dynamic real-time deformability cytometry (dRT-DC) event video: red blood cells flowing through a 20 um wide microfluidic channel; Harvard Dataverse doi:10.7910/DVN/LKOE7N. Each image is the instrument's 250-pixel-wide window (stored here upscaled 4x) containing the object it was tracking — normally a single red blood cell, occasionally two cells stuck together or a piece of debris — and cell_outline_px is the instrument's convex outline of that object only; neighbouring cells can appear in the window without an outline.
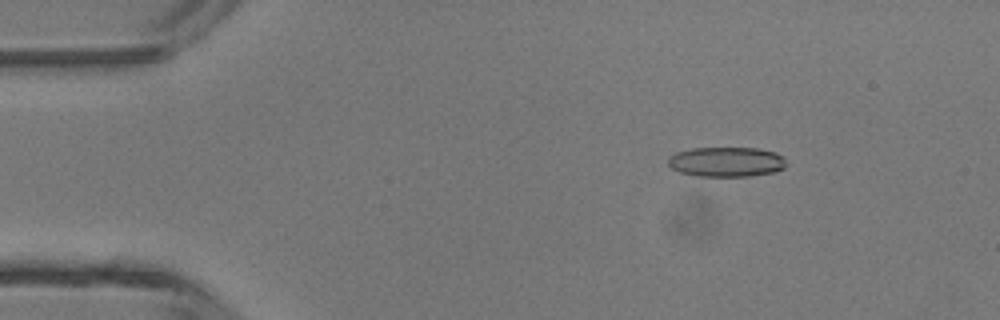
{"species": "common noctule bat (a hibernating species)", "species_latin": "Nyctalus noctula", "temperature_condition": "room temperature", "stored_images_in_passage": 4, "camera_frame_rate_fps": 3000, "um_per_image_px": 0.085, "animal": {"sex": "male", "body_mass_g": 13.3}, "frame": {"image": 1, "passage_image": 2, "time_ms": 0.333, "image_size_px": [1000, 320], "cell_outline_px": [[784, 168], [776, 172], [752, 176], [696, 176], [680, 172], [672, 168], [668, 164], [668, 156], [676, 152], [692, 148], [756, 148], [776, 152], [784, 156]], "centroid_in_image_um": [61.74, 13.76], "position_along_channel_um": 23.3, "area_um2": 20.69}}
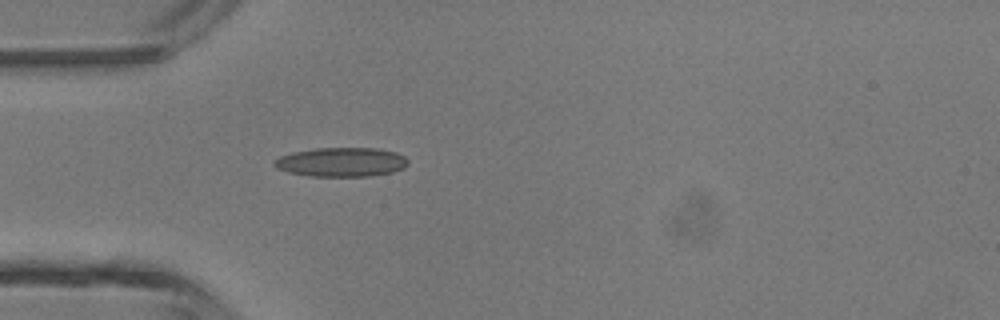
{"frame": {"image": 2, "passage_image": 4, "time_ms": 1.0, "image_size_px": [1000, 320], "cell_outline_px": [[408, 164], [404, 168], [392, 172], [372, 176], [308, 176], [288, 172], [276, 168], [272, 164], [272, 160], [280, 156], [292, 152], [316, 148], [376, 148], [396, 152], [404, 156], [408, 160]], "centroid_in_image_um": [28.99, 13.78], "position_along_channel_um": 56.0, "area_um2": 22.95}}